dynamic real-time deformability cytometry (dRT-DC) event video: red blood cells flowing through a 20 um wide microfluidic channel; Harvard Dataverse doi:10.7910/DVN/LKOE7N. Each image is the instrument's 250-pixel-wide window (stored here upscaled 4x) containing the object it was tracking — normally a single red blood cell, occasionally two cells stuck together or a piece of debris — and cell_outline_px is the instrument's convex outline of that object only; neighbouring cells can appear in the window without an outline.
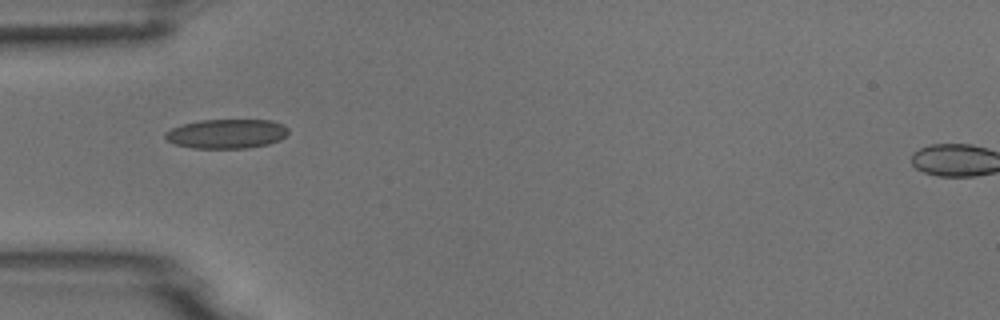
{"species": "common noctule bat (a hibernating species)", "species_latin": "Nyctalus noctula", "temperature_condition": "room temperature", "stored_images_in_passage": 6, "camera_frame_rate_fps": 3000, "um_per_image_px": 0.085, "animal": {"sex": "male", "body_mass_g": 18.8}, "frame": {"image": 1, "passage_image": 1, "time_ms": 0.0, "image_size_px": [1000, 320], "cell_outline_px": [[288, 132], [280, 140], [268, 144], [248, 148], [192, 148], [176, 144], [168, 140], [164, 136], [164, 132], [172, 128], [184, 124], [200, 120], [272, 120], [288, 128]], "centroid_in_image_um": [19.26, 11.37], "position_along_channel_um": 65.7, "area_um2": 20.92}}